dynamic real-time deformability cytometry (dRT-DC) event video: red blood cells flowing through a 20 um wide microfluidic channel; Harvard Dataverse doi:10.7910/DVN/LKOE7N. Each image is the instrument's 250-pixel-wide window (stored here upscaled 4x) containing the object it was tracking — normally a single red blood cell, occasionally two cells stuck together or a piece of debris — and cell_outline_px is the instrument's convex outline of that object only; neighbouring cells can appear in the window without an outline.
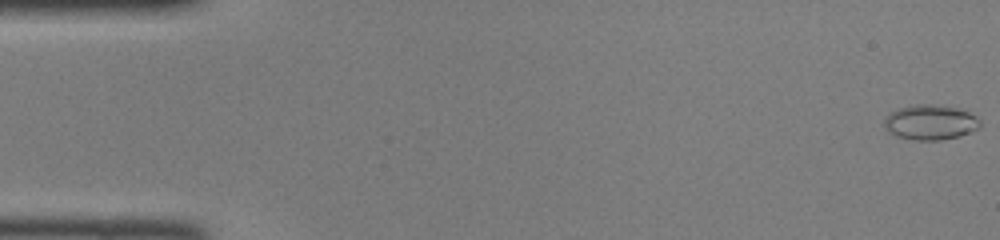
{"species": "common noctule bat (a hibernating species)", "species_latin": "Nyctalus noctula", "temperature_condition": "room temperature", "stored_images_in_passage": 47, "camera_frame_rate_fps": 3000, "um_per_image_px": 0.085, "animal": {"sex": "female", "body_mass_g": 22.0, "forearm_length_mm": 56.7}, "frame": {"image": 1, "passage_image": 1, "time_ms": 0.0, "image_size_px": [1000, 240], "cell_outline_px": [[980, 128], [972, 132], [960, 136], [940, 140], [916, 140], [896, 136], [888, 132], [884, 128], [884, 116], [888, 112], [900, 108], [920, 104], [928, 104], [956, 108], [968, 112], [976, 116], [980, 120]], "centroid_in_image_um": [79.06, 10.41], "position_along_channel_um": 5.9, "area_um2": 19.65}}
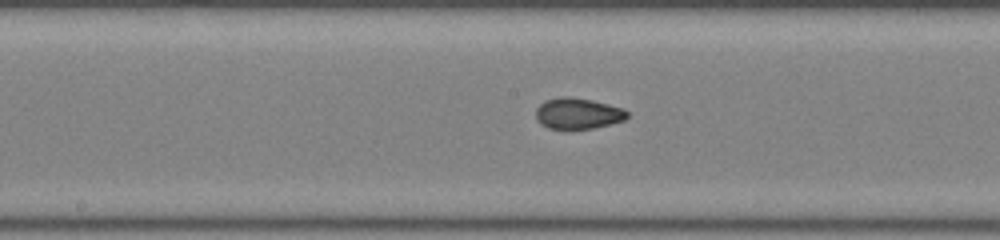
{"frame": {"image": 2, "passage_image": 24, "time_ms": 7.667, "image_size_px": [1000, 240], "cell_outline_px": [[628, 116], [624, 120], [592, 128], [568, 132], [548, 128], [540, 124], [536, 120], [536, 108], [544, 100], [560, 96], [568, 96], [592, 100], [624, 108], [628, 112]], "centroid_in_image_um": [49.06, 9.67], "position_along_channel_um": 199.1, "area_um2": 17.11}}
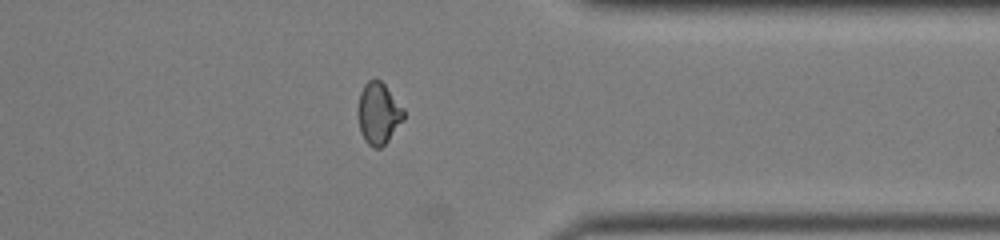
{"frame": {"image": 3, "passage_image": 37, "time_ms": 12.0, "image_size_px": [1000, 240], "cell_outline_px": [[404, 120], [388, 140], [380, 148], [372, 148], [364, 140], [360, 132], [356, 112], [360, 92], [364, 84], [368, 80], [380, 80], [384, 84], [404, 108]], "centroid_in_image_um": [32.14, 9.65], "position_along_channel_um": 379.3, "area_um2": 16.65}}